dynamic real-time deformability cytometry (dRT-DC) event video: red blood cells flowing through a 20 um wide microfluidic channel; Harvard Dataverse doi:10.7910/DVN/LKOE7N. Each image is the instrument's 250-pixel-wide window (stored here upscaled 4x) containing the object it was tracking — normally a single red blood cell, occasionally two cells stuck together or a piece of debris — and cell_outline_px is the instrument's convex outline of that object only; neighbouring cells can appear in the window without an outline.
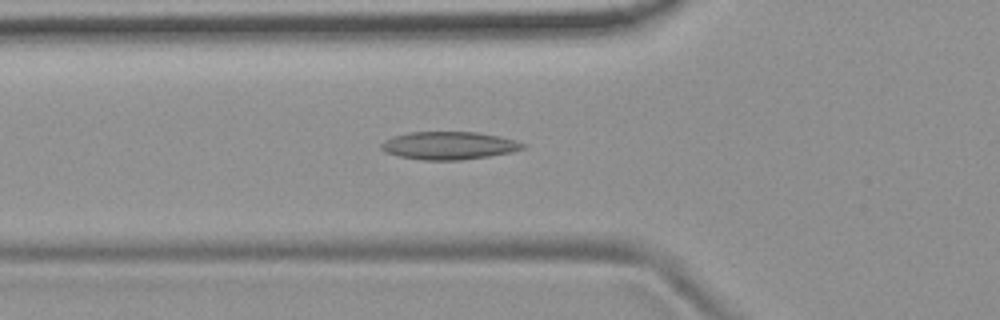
{"species": "common noctule bat (a hibernating species)", "species_latin": "Nyctalus noctula", "temperature_condition": "room temperature", "stored_images_in_passage": 48, "camera_frame_rate_fps": 3000, "um_per_image_px": 0.085, "animal": {"sex": "female", "body_mass_g": 19.9}, "frame": {"image": 1, "passage_image": 13, "time_ms": 4.0, "image_size_px": [1000, 320], "cell_outline_px": [[528, 144], [524, 148], [512, 152], [488, 156], [460, 160], [424, 160], [400, 156], [384, 152], [380, 148], [380, 144], [384, 140], [392, 136], [408, 132], [476, 132], [516, 140]], "centroid_in_image_um": [38.14, 12.37], "position_along_channel_um": 87.7, "area_um2": 23.0}}
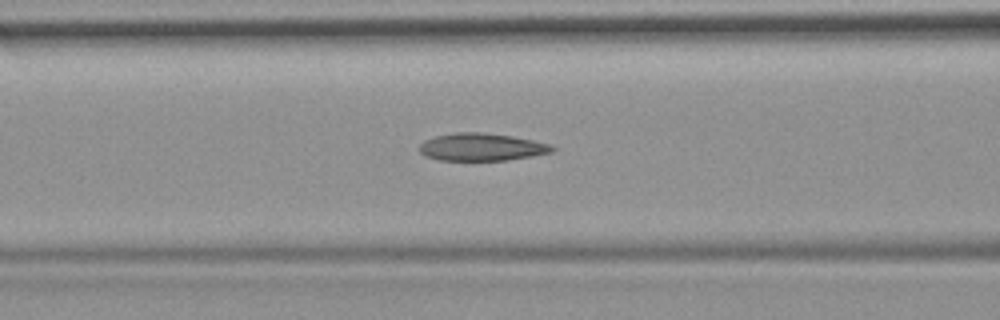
{"frame": {"image": 2, "passage_image": 16, "time_ms": 5.0, "image_size_px": [1000, 320], "cell_outline_px": [[556, 148], [552, 152], [532, 156], [508, 160], [440, 160], [424, 156], [420, 152], [420, 144], [424, 140], [436, 136], [456, 132], [480, 132], [512, 136], [532, 140], [548, 144]], "centroid_in_image_um": [40.92, 12.5], "position_along_channel_um": 125.7, "area_um2": 21.21}}
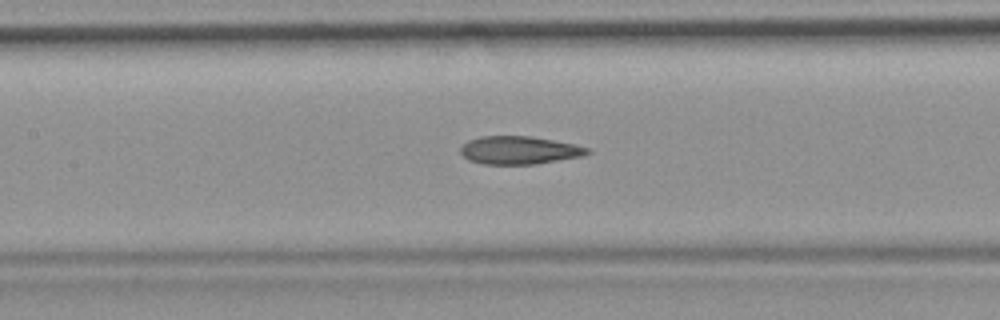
{"frame": {"image": 3, "passage_image": 19, "time_ms": 6.0, "image_size_px": [1000, 320], "cell_outline_px": [[592, 152], [580, 156], [536, 164], [484, 164], [468, 160], [460, 152], [460, 148], [468, 140], [480, 136], [532, 136], [576, 144], [592, 148]], "centroid_in_image_um": [44.16, 12.76], "position_along_channel_um": 163.2, "area_um2": 20.81}, "authors_computed_cell_mechanics": {"area_um2": 21.5594, "velocity_mm_per_s": 3.7544, "shape_relaxation_time_tau1_ms": null, "shape_relaxation_time_tau2_ms": 3.2319, "deformation_change_tau1": null, "deformation_change_tau2": 0.1356}}